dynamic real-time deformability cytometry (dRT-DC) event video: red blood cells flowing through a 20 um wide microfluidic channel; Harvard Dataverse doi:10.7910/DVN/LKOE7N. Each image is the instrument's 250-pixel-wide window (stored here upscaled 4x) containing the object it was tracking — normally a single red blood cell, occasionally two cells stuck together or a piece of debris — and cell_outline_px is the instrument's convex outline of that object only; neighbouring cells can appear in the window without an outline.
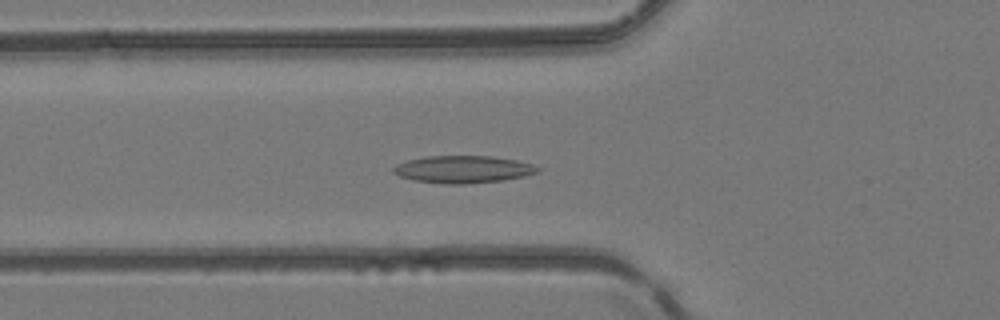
{"species": "common noctule bat (a hibernating species)", "species_latin": "Nyctalus noctula", "temperature_condition": "room temperature", "stored_images_in_passage": 23, "camera_frame_rate_fps": 3000, "um_per_image_px": 0.085, "animal": {"sex": "female", "body_mass_g": 24.6, "forearm_length_mm": 56.2}, "frame": {"image": 1, "passage_image": 7, "time_ms": 2.0, "image_size_px": [1000, 320], "cell_outline_px": [[540, 172], [524, 176], [504, 180], [464, 184], [444, 184], [412, 180], [400, 176], [392, 172], [392, 168], [396, 164], [408, 160], [428, 156], [492, 156], [516, 160], [532, 164], [540, 168]], "centroid_in_image_um": [39.36, 14.4], "position_along_channel_um": 86.4, "area_um2": 23.06}}
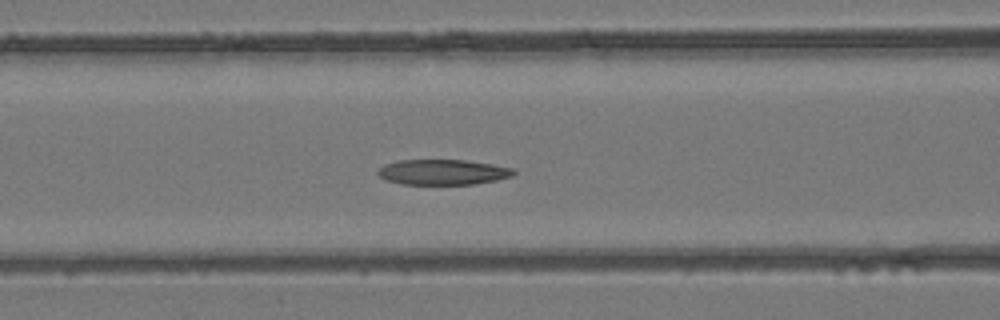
{"frame": {"image": 2, "passage_image": 10, "time_ms": 3.0, "image_size_px": [1000, 320], "cell_outline_px": [[516, 172], [512, 176], [496, 180], [472, 184], [400, 184], [388, 180], [380, 176], [376, 172], [384, 164], [396, 160], [464, 160], [492, 164], [516, 168]], "centroid_in_image_um": [37.66, 14.62], "position_along_channel_um": 128.9, "area_um2": 20.06}}
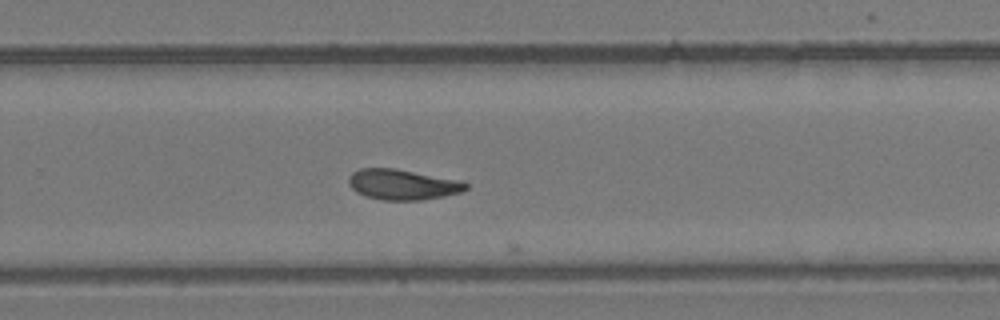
{"frame": {"image": 3, "passage_image": 22, "time_ms": 7.0, "image_size_px": [1000, 320], "cell_outline_px": [[468, 188], [460, 192], [444, 196], [424, 200], [380, 200], [364, 196], [356, 192], [348, 184], [348, 176], [352, 172], [360, 168], [396, 168], [456, 180], [468, 184]], "centroid_in_image_um": [34.15, 15.69], "position_along_channel_um": 295.6, "area_um2": 20.81}}